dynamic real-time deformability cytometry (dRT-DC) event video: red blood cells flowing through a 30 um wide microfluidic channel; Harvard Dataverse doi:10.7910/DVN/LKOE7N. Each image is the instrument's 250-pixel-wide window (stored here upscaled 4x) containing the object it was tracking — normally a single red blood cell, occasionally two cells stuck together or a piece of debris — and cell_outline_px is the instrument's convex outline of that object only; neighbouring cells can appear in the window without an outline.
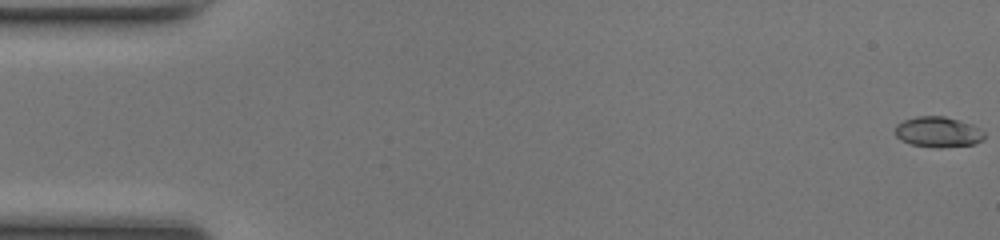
{"species": "common noctule bat (a hibernating species)", "species_latin": "Nyctalus noctula", "temperature_condition": "room temperature", "stored_images_in_passage": 26, "camera_frame_rate_fps": 3000, "um_per_image_px": 0.085, "animal": {"sex": "female", "body_mass_g": 17.0, "forearm_length_mm": 48.0}, "frame": {"image": 1, "passage_image": 1, "time_ms": 0.0, "image_size_px": [1000, 240], "cell_outline_px": [[984, 140], [976, 144], [940, 148], [936, 148], [912, 144], [900, 140], [896, 136], [896, 124], [904, 120], [916, 116], [944, 116], [972, 124], [980, 128], [984, 132]], "centroid_in_image_um": [79.76, 11.22], "position_along_channel_um": 5.2, "area_um2": 16.01}}
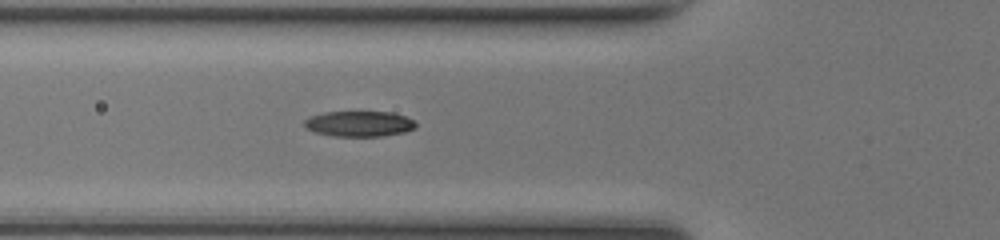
{"frame": {"image": 2, "passage_image": 19, "time_ms": 6.0, "image_size_px": [1000, 240], "cell_outline_px": [[416, 128], [404, 132], [380, 136], [332, 136], [316, 132], [308, 128], [304, 124], [304, 120], [308, 116], [324, 112], [392, 112], [404, 116], [412, 120], [416, 124]], "centroid_in_image_um": [30.51, 10.51], "position_along_channel_um": 95.3, "area_um2": 16.47}}
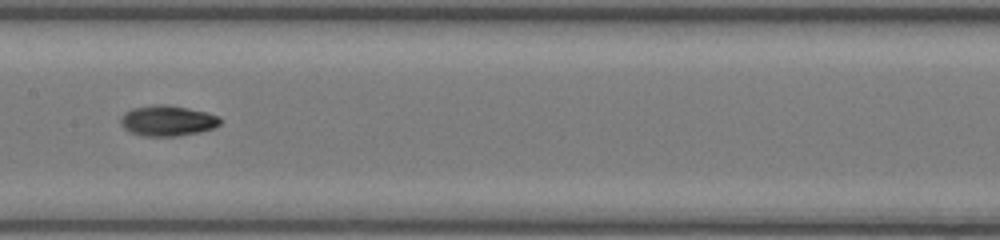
{"frame": {"image": 3, "passage_image": 26, "time_ms": 8.333, "image_size_px": [1000, 240], "cell_outline_px": [[224, 120], [220, 124], [212, 128], [200, 132], [176, 136], [144, 136], [128, 132], [120, 124], [120, 120], [124, 112], [132, 108], [160, 104], [164, 104], [188, 108], [220, 116]], "centroid_in_image_um": [14.23, 10.26], "position_along_channel_um": 193.2, "area_um2": 17.8}}